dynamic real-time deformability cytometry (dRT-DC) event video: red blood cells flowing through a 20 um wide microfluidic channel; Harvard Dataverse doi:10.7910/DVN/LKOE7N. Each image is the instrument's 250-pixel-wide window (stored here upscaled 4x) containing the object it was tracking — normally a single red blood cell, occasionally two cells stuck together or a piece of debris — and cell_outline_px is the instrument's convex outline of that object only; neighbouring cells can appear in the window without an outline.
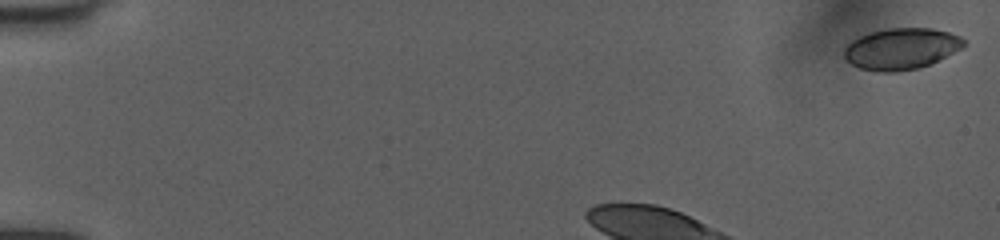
{"species": "human", "species_latin": "Homo sapiens", "temperature_condition": "room temperature", "stored_images_in_passage": 36, "camera_frame_rate_fps": 3000, "um_per_image_px": 0.085, "donor": {"sex": "female"}, "frame": {"image": 1, "passage_image": 1, "time_ms": 0.0, "image_size_px": [1000, 240], "cell_outline_px": [[968, 44], [928, 64], [916, 68], [896, 72], [880, 72], [860, 68], [852, 64], [844, 56], [844, 48], [852, 40], [860, 36], [872, 32], [888, 28], [932, 28], [948, 32], [960, 36]], "centroid_in_image_um": [76.59, 4.13], "position_along_channel_um": 8.4, "area_um2": 28.38}}
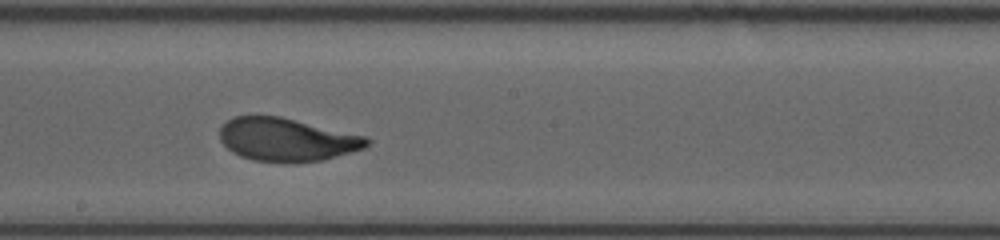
{"frame": {"image": 2, "passage_image": 22, "time_ms": 7.0, "image_size_px": [1000, 240], "cell_outline_px": [[372, 140], [364, 148], [324, 160], [296, 164], [284, 164], [252, 160], [240, 156], [232, 152], [220, 140], [220, 128], [232, 116], [280, 116], [364, 136]], "centroid_in_image_um": [24.36, 11.9], "position_along_channel_um": 223.8, "area_um2": 37.28}}
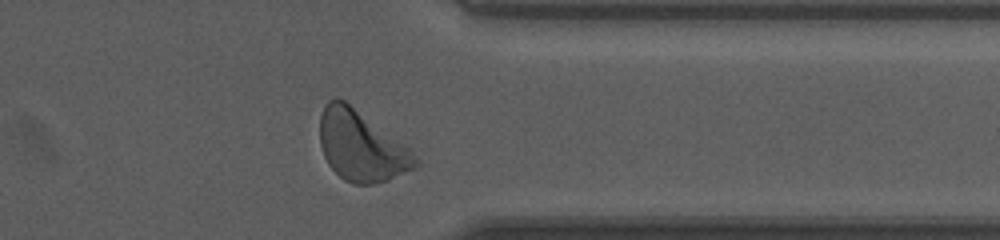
{"frame": {"image": 3, "passage_image": 34, "time_ms": 11.0, "image_size_px": [1000, 240], "cell_outline_px": [[424, 164], [420, 168], [388, 180], [372, 184], [352, 184], [344, 180], [328, 164], [324, 156], [320, 144], [320, 116], [324, 104], [328, 100], [344, 100], [404, 144]], "centroid_in_image_um": [30.75, 12.46], "position_along_channel_um": 380.7, "area_um2": 39.19}, "authors_computed_cell_mechanics": {"area_um2": 36.6741, "velocity_mm_per_s": 3.9999, "shape_relaxation_time_tau1_ms": 2.3311, "shape_relaxation_time_tau2_ms": 0.7495, "deformation_change_tau1": 0.1395, "deformation_change_tau2": 0.0617}}